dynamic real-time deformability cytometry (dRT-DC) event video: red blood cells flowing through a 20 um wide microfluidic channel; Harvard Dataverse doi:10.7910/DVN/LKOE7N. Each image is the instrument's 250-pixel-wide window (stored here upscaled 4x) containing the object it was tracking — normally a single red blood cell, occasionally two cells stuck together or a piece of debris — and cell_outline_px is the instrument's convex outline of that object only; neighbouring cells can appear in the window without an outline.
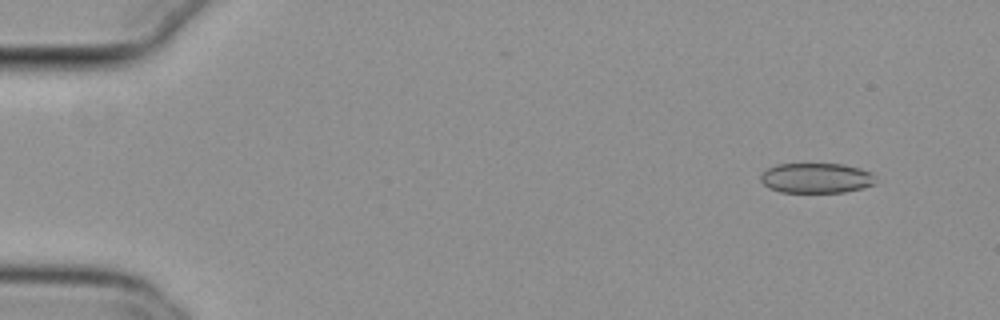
{"species": "common noctule bat (a hibernating species)", "species_latin": "Nyctalus noctula", "temperature_condition": "cold", "stored_images_in_passage": 54, "camera_frame_rate_fps": 3000, "um_per_image_px": 0.085, "animal": {"sex": "female", "body_mass_g": 29.2, "forearm_length_mm": 56.3}, "frame": {"image": 1, "passage_image": 5, "time_ms": 1.333, "image_size_px": [1000, 320], "cell_outline_px": [[876, 184], [844, 192], [780, 192], [768, 188], [760, 180], [760, 176], [768, 168], [776, 164], [844, 164], [860, 168], [872, 172]], "centroid_in_image_um": [69.38, 15.13], "position_along_channel_um": 15.6, "area_um2": 20.17}}
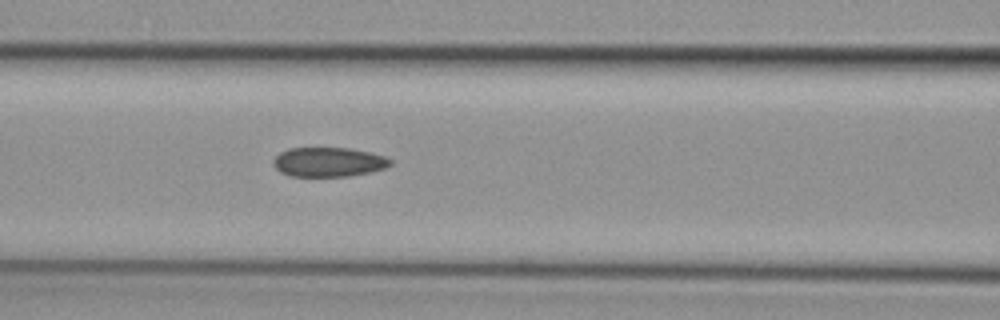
{"frame": {"image": 2, "passage_image": 24, "time_ms": 7.667, "image_size_px": [1000, 320], "cell_outline_px": [[392, 164], [384, 168], [368, 172], [348, 176], [288, 176], [280, 172], [272, 164], [272, 160], [280, 152], [288, 148], [348, 148], [368, 152], [384, 156], [392, 160]], "centroid_in_image_um": [27.88, 13.77], "position_along_channel_um": 138.7, "area_um2": 20.0}}
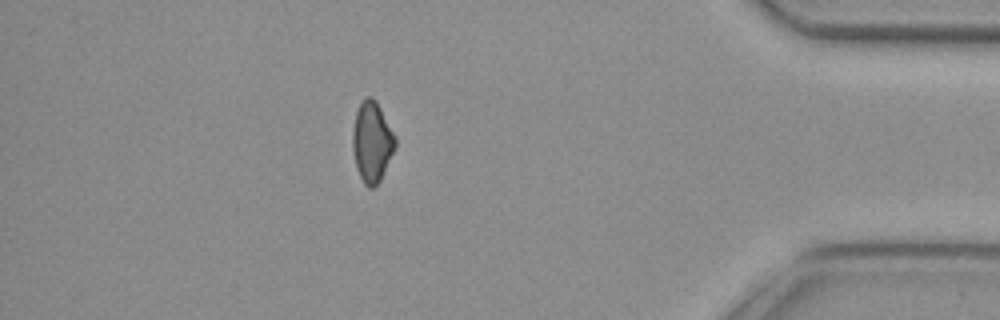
{"frame": {"image": 3, "passage_image": 48, "time_ms": 15.667, "image_size_px": [1000, 320], "cell_outline_px": [[396, 148], [380, 180], [372, 188], [368, 188], [364, 184], [356, 168], [352, 148], [352, 132], [356, 112], [364, 96], [372, 96], [376, 100], [396, 136]], "centroid_in_image_um": [31.62, 12.04], "position_along_channel_um": 403.6, "area_um2": 20.17}, "authors_computed_cell_mechanics": {"area_um2": 20.8947, "velocity_mm_per_s": 3.8361, "shape_relaxation_time_tau1_ms": null, "shape_relaxation_time_tau2_ms": 4.2021, "deformation_change_tau1": null, "deformation_change_tau2": 0.0935}}